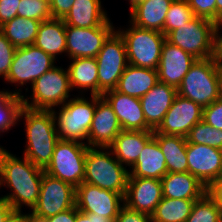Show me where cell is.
Here are the masks:
<instances>
[{
  "mask_svg": "<svg viewBox=\"0 0 222 222\" xmlns=\"http://www.w3.org/2000/svg\"><path fill=\"white\" fill-rule=\"evenodd\" d=\"M44 170L32 164L27 158L0 151V186L9 187L12 193L3 198L14 211H21L23 205L32 210L38 201Z\"/></svg>",
  "mask_w": 222,
  "mask_h": 222,
  "instance_id": "cell-1",
  "label": "cell"
},
{
  "mask_svg": "<svg viewBox=\"0 0 222 222\" xmlns=\"http://www.w3.org/2000/svg\"><path fill=\"white\" fill-rule=\"evenodd\" d=\"M25 118L26 147L24 156L45 170L59 140L52 110H33L22 106L18 120Z\"/></svg>",
  "mask_w": 222,
  "mask_h": 222,
  "instance_id": "cell-2",
  "label": "cell"
},
{
  "mask_svg": "<svg viewBox=\"0 0 222 222\" xmlns=\"http://www.w3.org/2000/svg\"><path fill=\"white\" fill-rule=\"evenodd\" d=\"M178 95L202 108L222 97V72L215 58L197 59L177 88Z\"/></svg>",
  "mask_w": 222,
  "mask_h": 222,
  "instance_id": "cell-3",
  "label": "cell"
},
{
  "mask_svg": "<svg viewBox=\"0 0 222 222\" xmlns=\"http://www.w3.org/2000/svg\"><path fill=\"white\" fill-rule=\"evenodd\" d=\"M112 155L109 148L88 147L83 182L125 197L130 170Z\"/></svg>",
  "mask_w": 222,
  "mask_h": 222,
  "instance_id": "cell-4",
  "label": "cell"
},
{
  "mask_svg": "<svg viewBox=\"0 0 222 222\" xmlns=\"http://www.w3.org/2000/svg\"><path fill=\"white\" fill-rule=\"evenodd\" d=\"M96 108V95L91 99L75 97L61 106L58 112L52 110L55 126L60 140L76 141L87 140ZM58 114V115H57Z\"/></svg>",
  "mask_w": 222,
  "mask_h": 222,
  "instance_id": "cell-5",
  "label": "cell"
},
{
  "mask_svg": "<svg viewBox=\"0 0 222 222\" xmlns=\"http://www.w3.org/2000/svg\"><path fill=\"white\" fill-rule=\"evenodd\" d=\"M31 102L21 96L22 105L33 110H55L68 101L72 90L68 70L54 66L32 84Z\"/></svg>",
  "mask_w": 222,
  "mask_h": 222,
  "instance_id": "cell-6",
  "label": "cell"
},
{
  "mask_svg": "<svg viewBox=\"0 0 222 222\" xmlns=\"http://www.w3.org/2000/svg\"><path fill=\"white\" fill-rule=\"evenodd\" d=\"M215 23L194 16L182 27L169 32L166 40L191 54L196 59L215 56Z\"/></svg>",
  "mask_w": 222,
  "mask_h": 222,
  "instance_id": "cell-7",
  "label": "cell"
},
{
  "mask_svg": "<svg viewBox=\"0 0 222 222\" xmlns=\"http://www.w3.org/2000/svg\"><path fill=\"white\" fill-rule=\"evenodd\" d=\"M117 31L124 39L128 64L157 70L166 40L162 32L139 28L132 23L128 29Z\"/></svg>",
  "mask_w": 222,
  "mask_h": 222,
  "instance_id": "cell-8",
  "label": "cell"
},
{
  "mask_svg": "<svg viewBox=\"0 0 222 222\" xmlns=\"http://www.w3.org/2000/svg\"><path fill=\"white\" fill-rule=\"evenodd\" d=\"M86 143L58 140L45 173L78 187L85 177Z\"/></svg>",
  "mask_w": 222,
  "mask_h": 222,
  "instance_id": "cell-9",
  "label": "cell"
},
{
  "mask_svg": "<svg viewBox=\"0 0 222 222\" xmlns=\"http://www.w3.org/2000/svg\"><path fill=\"white\" fill-rule=\"evenodd\" d=\"M98 64V95L115 90L128 65L124 39L114 30L95 57Z\"/></svg>",
  "mask_w": 222,
  "mask_h": 222,
  "instance_id": "cell-10",
  "label": "cell"
},
{
  "mask_svg": "<svg viewBox=\"0 0 222 222\" xmlns=\"http://www.w3.org/2000/svg\"><path fill=\"white\" fill-rule=\"evenodd\" d=\"M76 188L43 172L40 194L32 212L36 217L49 218L75 207Z\"/></svg>",
  "mask_w": 222,
  "mask_h": 222,
  "instance_id": "cell-11",
  "label": "cell"
},
{
  "mask_svg": "<svg viewBox=\"0 0 222 222\" xmlns=\"http://www.w3.org/2000/svg\"><path fill=\"white\" fill-rule=\"evenodd\" d=\"M55 59L34 44L16 49L9 74L5 81L23 86L34 83L41 75L53 68Z\"/></svg>",
  "mask_w": 222,
  "mask_h": 222,
  "instance_id": "cell-12",
  "label": "cell"
},
{
  "mask_svg": "<svg viewBox=\"0 0 222 222\" xmlns=\"http://www.w3.org/2000/svg\"><path fill=\"white\" fill-rule=\"evenodd\" d=\"M110 19L103 25L80 28L66 25V54L69 59L95 58L104 41L115 30Z\"/></svg>",
  "mask_w": 222,
  "mask_h": 222,
  "instance_id": "cell-13",
  "label": "cell"
},
{
  "mask_svg": "<svg viewBox=\"0 0 222 222\" xmlns=\"http://www.w3.org/2000/svg\"><path fill=\"white\" fill-rule=\"evenodd\" d=\"M75 206L84 214L95 213L115 220L124 206V196L83 182L76 187Z\"/></svg>",
  "mask_w": 222,
  "mask_h": 222,
  "instance_id": "cell-14",
  "label": "cell"
},
{
  "mask_svg": "<svg viewBox=\"0 0 222 222\" xmlns=\"http://www.w3.org/2000/svg\"><path fill=\"white\" fill-rule=\"evenodd\" d=\"M188 172L206 188L222 176V150L187 142Z\"/></svg>",
  "mask_w": 222,
  "mask_h": 222,
  "instance_id": "cell-15",
  "label": "cell"
},
{
  "mask_svg": "<svg viewBox=\"0 0 222 222\" xmlns=\"http://www.w3.org/2000/svg\"><path fill=\"white\" fill-rule=\"evenodd\" d=\"M202 116L203 108L199 104L177 95L154 133L186 137L190 129L202 120Z\"/></svg>",
  "mask_w": 222,
  "mask_h": 222,
  "instance_id": "cell-16",
  "label": "cell"
},
{
  "mask_svg": "<svg viewBox=\"0 0 222 222\" xmlns=\"http://www.w3.org/2000/svg\"><path fill=\"white\" fill-rule=\"evenodd\" d=\"M121 131L112 106L103 96L96 95V108L89 130L88 146L108 148Z\"/></svg>",
  "mask_w": 222,
  "mask_h": 222,
  "instance_id": "cell-17",
  "label": "cell"
},
{
  "mask_svg": "<svg viewBox=\"0 0 222 222\" xmlns=\"http://www.w3.org/2000/svg\"><path fill=\"white\" fill-rule=\"evenodd\" d=\"M163 198L162 182L156 178H129L124 205L152 215Z\"/></svg>",
  "mask_w": 222,
  "mask_h": 222,
  "instance_id": "cell-18",
  "label": "cell"
},
{
  "mask_svg": "<svg viewBox=\"0 0 222 222\" xmlns=\"http://www.w3.org/2000/svg\"><path fill=\"white\" fill-rule=\"evenodd\" d=\"M196 60L191 54L165 40L157 68L158 81L178 88Z\"/></svg>",
  "mask_w": 222,
  "mask_h": 222,
  "instance_id": "cell-19",
  "label": "cell"
},
{
  "mask_svg": "<svg viewBox=\"0 0 222 222\" xmlns=\"http://www.w3.org/2000/svg\"><path fill=\"white\" fill-rule=\"evenodd\" d=\"M112 106L124 131H154L146 123L140 98L110 90L102 95Z\"/></svg>",
  "mask_w": 222,
  "mask_h": 222,
  "instance_id": "cell-20",
  "label": "cell"
},
{
  "mask_svg": "<svg viewBox=\"0 0 222 222\" xmlns=\"http://www.w3.org/2000/svg\"><path fill=\"white\" fill-rule=\"evenodd\" d=\"M178 95L177 88L158 82L140 98L147 125L156 130Z\"/></svg>",
  "mask_w": 222,
  "mask_h": 222,
  "instance_id": "cell-21",
  "label": "cell"
},
{
  "mask_svg": "<svg viewBox=\"0 0 222 222\" xmlns=\"http://www.w3.org/2000/svg\"><path fill=\"white\" fill-rule=\"evenodd\" d=\"M172 2L173 0H142L130 8V23L164 34L166 14Z\"/></svg>",
  "mask_w": 222,
  "mask_h": 222,
  "instance_id": "cell-22",
  "label": "cell"
},
{
  "mask_svg": "<svg viewBox=\"0 0 222 222\" xmlns=\"http://www.w3.org/2000/svg\"><path fill=\"white\" fill-rule=\"evenodd\" d=\"M153 135L154 131L122 130L108 148L123 166L131 168Z\"/></svg>",
  "mask_w": 222,
  "mask_h": 222,
  "instance_id": "cell-23",
  "label": "cell"
},
{
  "mask_svg": "<svg viewBox=\"0 0 222 222\" xmlns=\"http://www.w3.org/2000/svg\"><path fill=\"white\" fill-rule=\"evenodd\" d=\"M163 197L199 200L207 188L189 172L167 173L162 179Z\"/></svg>",
  "mask_w": 222,
  "mask_h": 222,
  "instance_id": "cell-24",
  "label": "cell"
},
{
  "mask_svg": "<svg viewBox=\"0 0 222 222\" xmlns=\"http://www.w3.org/2000/svg\"><path fill=\"white\" fill-rule=\"evenodd\" d=\"M131 168L129 178H156L161 180L167 174L165 157L154 137L145 144L136 163Z\"/></svg>",
  "mask_w": 222,
  "mask_h": 222,
  "instance_id": "cell-25",
  "label": "cell"
},
{
  "mask_svg": "<svg viewBox=\"0 0 222 222\" xmlns=\"http://www.w3.org/2000/svg\"><path fill=\"white\" fill-rule=\"evenodd\" d=\"M156 69L136 67L128 64L119 78L116 91L141 98L158 83Z\"/></svg>",
  "mask_w": 222,
  "mask_h": 222,
  "instance_id": "cell-26",
  "label": "cell"
},
{
  "mask_svg": "<svg viewBox=\"0 0 222 222\" xmlns=\"http://www.w3.org/2000/svg\"><path fill=\"white\" fill-rule=\"evenodd\" d=\"M65 28L63 19L50 18L41 22L34 45L56 60L57 55L66 53Z\"/></svg>",
  "mask_w": 222,
  "mask_h": 222,
  "instance_id": "cell-27",
  "label": "cell"
},
{
  "mask_svg": "<svg viewBox=\"0 0 222 222\" xmlns=\"http://www.w3.org/2000/svg\"><path fill=\"white\" fill-rule=\"evenodd\" d=\"M102 8L101 0H75L64 23L80 28L101 26L109 19Z\"/></svg>",
  "mask_w": 222,
  "mask_h": 222,
  "instance_id": "cell-28",
  "label": "cell"
},
{
  "mask_svg": "<svg viewBox=\"0 0 222 222\" xmlns=\"http://www.w3.org/2000/svg\"><path fill=\"white\" fill-rule=\"evenodd\" d=\"M153 137L157 140L161 152L165 157L167 173L188 172L186 137L165 135L162 133H154Z\"/></svg>",
  "mask_w": 222,
  "mask_h": 222,
  "instance_id": "cell-29",
  "label": "cell"
},
{
  "mask_svg": "<svg viewBox=\"0 0 222 222\" xmlns=\"http://www.w3.org/2000/svg\"><path fill=\"white\" fill-rule=\"evenodd\" d=\"M71 61L67 70L72 90L75 88L82 91L90 89L91 95H98V64L96 58H73Z\"/></svg>",
  "mask_w": 222,
  "mask_h": 222,
  "instance_id": "cell-30",
  "label": "cell"
},
{
  "mask_svg": "<svg viewBox=\"0 0 222 222\" xmlns=\"http://www.w3.org/2000/svg\"><path fill=\"white\" fill-rule=\"evenodd\" d=\"M40 23L39 20L16 16L1 25L0 31L14 47H25L34 44Z\"/></svg>",
  "mask_w": 222,
  "mask_h": 222,
  "instance_id": "cell-31",
  "label": "cell"
},
{
  "mask_svg": "<svg viewBox=\"0 0 222 222\" xmlns=\"http://www.w3.org/2000/svg\"><path fill=\"white\" fill-rule=\"evenodd\" d=\"M195 201L163 197L151 215L152 222H186Z\"/></svg>",
  "mask_w": 222,
  "mask_h": 222,
  "instance_id": "cell-32",
  "label": "cell"
},
{
  "mask_svg": "<svg viewBox=\"0 0 222 222\" xmlns=\"http://www.w3.org/2000/svg\"><path fill=\"white\" fill-rule=\"evenodd\" d=\"M21 89L13 92L0 91V133L10 130L17 125L22 105Z\"/></svg>",
  "mask_w": 222,
  "mask_h": 222,
  "instance_id": "cell-33",
  "label": "cell"
},
{
  "mask_svg": "<svg viewBox=\"0 0 222 222\" xmlns=\"http://www.w3.org/2000/svg\"><path fill=\"white\" fill-rule=\"evenodd\" d=\"M186 140L188 143L207 145L222 150V130L212 127L203 120L190 129Z\"/></svg>",
  "mask_w": 222,
  "mask_h": 222,
  "instance_id": "cell-34",
  "label": "cell"
},
{
  "mask_svg": "<svg viewBox=\"0 0 222 222\" xmlns=\"http://www.w3.org/2000/svg\"><path fill=\"white\" fill-rule=\"evenodd\" d=\"M194 17L187 0H173L166 14L164 22V35L182 27Z\"/></svg>",
  "mask_w": 222,
  "mask_h": 222,
  "instance_id": "cell-35",
  "label": "cell"
},
{
  "mask_svg": "<svg viewBox=\"0 0 222 222\" xmlns=\"http://www.w3.org/2000/svg\"><path fill=\"white\" fill-rule=\"evenodd\" d=\"M222 214L215 201L206 193L195 201L186 222H221Z\"/></svg>",
  "mask_w": 222,
  "mask_h": 222,
  "instance_id": "cell-36",
  "label": "cell"
},
{
  "mask_svg": "<svg viewBox=\"0 0 222 222\" xmlns=\"http://www.w3.org/2000/svg\"><path fill=\"white\" fill-rule=\"evenodd\" d=\"M17 16L43 22L52 18L50 4L44 0H21L17 9Z\"/></svg>",
  "mask_w": 222,
  "mask_h": 222,
  "instance_id": "cell-37",
  "label": "cell"
},
{
  "mask_svg": "<svg viewBox=\"0 0 222 222\" xmlns=\"http://www.w3.org/2000/svg\"><path fill=\"white\" fill-rule=\"evenodd\" d=\"M16 47L0 31V76L7 78Z\"/></svg>",
  "mask_w": 222,
  "mask_h": 222,
  "instance_id": "cell-38",
  "label": "cell"
},
{
  "mask_svg": "<svg viewBox=\"0 0 222 222\" xmlns=\"http://www.w3.org/2000/svg\"><path fill=\"white\" fill-rule=\"evenodd\" d=\"M194 16L211 20L216 24V0H187Z\"/></svg>",
  "mask_w": 222,
  "mask_h": 222,
  "instance_id": "cell-39",
  "label": "cell"
},
{
  "mask_svg": "<svg viewBox=\"0 0 222 222\" xmlns=\"http://www.w3.org/2000/svg\"><path fill=\"white\" fill-rule=\"evenodd\" d=\"M202 120L212 127L222 130V97L203 108Z\"/></svg>",
  "mask_w": 222,
  "mask_h": 222,
  "instance_id": "cell-40",
  "label": "cell"
},
{
  "mask_svg": "<svg viewBox=\"0 0 222 222\" xmlns=\"http://www.w3.org/2000/svg\"><path fill=\"white\" fill-rule=\"evenodd\" d=\"M114 222H152L151 215L129 209L124 205Z\"/></svg>",
  "mask_w": 222,
  "mask_h": 222,
  "instance_id": "cell-41",
  "label": "cell"
},
{
  "mask_svg": "<svg viewBox=\"0 0 222 222\" xmlns=\"http://www.w3.org/2000/svg\"><path fill=\"white\" fill-rule=\"evenodd\" d=\"M21 0H0V26L17 16Z\"/></svg>",
  "mask_w": 222,
  "mask_h": 222,
  "instance_id": "cell-42",
  "label": "cell"
},
{
  "mask_svg": "<svg viewBox=\"0 0 222 222\" xmlns=\"http://www.w3.org/2000/svg\"><path fill=\"white\" fill-rule=\"evenodd\" d=\"M74 2L75 0H52L50 3V13L52 18L64 19Z\"/></svg>",
  "mask_w": 222,
  "mask_h": 222,
  "instance_id": "cell-43",
  "label": "cell"
},
{
  "mask_svg": "<svg viewBox=\"0 0 222 222\" xmlns=\"http://www.w3.org/2000/svg\"><path fill=\"white\" fill-rule=\"evenodd\" d=\"M207 194L215 201L222 214V176L207 188Z\"/></svg>",
  "mask_w": 222,
  "mask_h": 222,
  "instance_id": "cell-44",
  "label": "cell"
},
{
  "mask_svg": "<svg viewBox=\"0 0 222 222\" xmlns=\"http://www.w3.org/2000/svg\"><path fill=\"white\" fill-rule=\"evenodd\" d=\"M75 222H114V220L105 216H99L95 213L84 214L75 206Z\"/></svg>",
  "mask_w": 222,
  "mask_h": 222,
  "instance_id": "cell-45",
  "label": "cell"
},
{
  "mask_svg": "<svg viewBox=\"0 0 222 222\" xmlns=\"http://www.w3.org/2000/svg\"><path fill=\"white\" fill-rule=\"evenodd\" d=\"M47 222H75V207L46 218Z\"/></svg>",
  "mask_w": 222,
  "mask_h": 222,
  "instance_id": "cell-46",
  "label": "cell"
},
{
  "mask_svg": "<svg viewBox=\"0 0 222 222\" xmlns=\"http://www.w3.org/2000/svg\"><path fill=\"white\" fill-rule=\"evenodd\" d=\"M13 211L12 206L6 201V199L0 197V222H5Z\"/></svg>",
  "mask_w": 222,
  "mask_h": 222,
  "instance_id": "cell-47",
  "label": "cell"
},
{
  "mask_svg": "<svg viewBox=\"0 0 222 222\" xmlns=\"http://www.w3.org/2000/svg\"><path fill=\"white\" fill-rule=\"evenodd\" d=\"M215 32V58L219 61L222 58V34Z\"/></svg>",
  "mask_w": 222,
  "mask_h": 222,
  "instance_id": "cell-48",
  "label": "cell"
},
{
  "mask_svg": "<svg viewBox=\"0 0 222 222\" xmlns=\"http://www.w3.org/2000/svg\"><path fill=\"white\" fill-rule=\"evenodd\" d=\"M22 211H13L5 222H26L27 214H22Z\"/></svg>",
  "mask_w": 222,
  "mask_h": 222,
  "instance_id": "cell-49",
  "label": "cell"
},
{
  "mask_svg": "<svg viewBox=\"0 0 222 222\" xmlns=\"http://www.w3.org/2000/svg\"><path fill=\"white\" fill-rule=\"evenodd\" d=\"M222 18V0H216V23Z\"/></svg>",
  "mask_w": 222,
  "mask_h": 222,
  "instance_id": "cell-50",
  "label": "cell"
},
{
  "mask_svg": "<svg viewBox=\"0 0 222 222\" xmlns=\"http://www.w3.org/2000/svg\"><path fill=\"white\" fill-rule=\"evenodd\" d=\"M26 222H47V221L44 218L36 217L32 213H27V221Z\"/></svg>",
  "mask_w": 222,
  "mask_h": 222,
  "instance_id": "cell-51",
  "label": "cell"
},
{
  "mask_svg": "<svg viewBox=\"0 0 222 222\" xmlns=\"http://www.w3.org/2000/svg\"><path fill=\"white\" fill-rule=\"evenodd\" d=\"M221 28H222V18L220 19V21L218 23H216L215 32H219V30H221Z\"/></svg>",
  "mask_w": 222,
  "mask_h": 222,
  "instance_id": "cell-52",
  "label": "cell"
},
{
  "mask_svg": "<svg viewBox=\"0 0 222 222\" xmlns=\"http://www.w3.org/2000/svg\"><path fill=\"white\" fill-rule=\"evenodd\" d=\"M140 1H142V0H129V2H130V8H131L133 5H135L136 3L140 2Z\"/></svg>",
  "mask_w": 222,
  "mask_h": 222,
  "instance_id": "cell-53",
  "label": "cell"
},
{
  "mask_svg": "<svg viewBox=\"0 0 222 222\" xmlns=\"http://www.w3.org/2000/svg\"><path fill=\"white\" fill-rule=\"evenodd\" d=\"M219 64H220V68H221V72H222V58L219 60Z\"/></svg>",
  "mask_w": 222,
  "mask_h": 222,
  "instance_id": "cell-54",
  "label": "cell"
},
{
  "mask_svg": "<svg viewBox=\"0 0 222 222\" xmlns=\"http://www.w3.org/2000/svg\"><path fill=\"white\" fill-rule=\"evenodd\" d=\"M44 1H46L49 4L52 2V0H44Z\"/></svg>",
  "mask_w": 222,
  "mask_h": 222,
  "instance_id": "cell-55",
  "label": "cell"
}]
</instances>
